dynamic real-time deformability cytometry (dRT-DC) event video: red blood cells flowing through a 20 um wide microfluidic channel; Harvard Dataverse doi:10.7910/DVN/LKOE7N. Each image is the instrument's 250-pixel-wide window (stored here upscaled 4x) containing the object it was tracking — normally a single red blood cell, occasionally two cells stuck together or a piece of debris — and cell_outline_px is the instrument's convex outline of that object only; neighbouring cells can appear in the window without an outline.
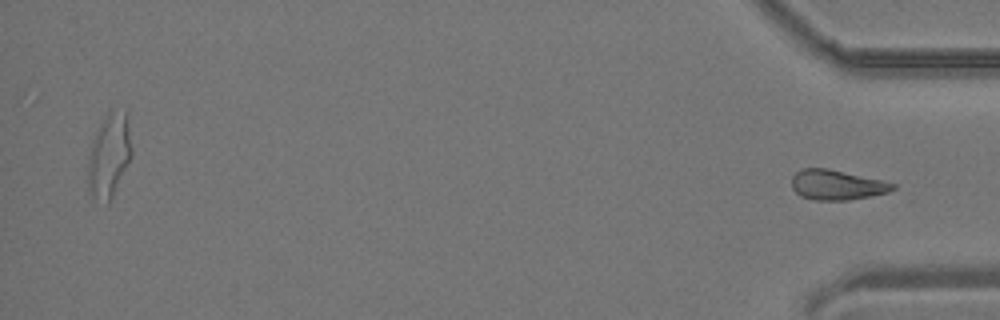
{"species": "common noctule bat (a hibernating species)", "species_latin": "Nyctalus noctula", "temperature_condition": "room temperature", "stored_images_in_passage": 36, "segment_of_instrument_passage": [2, 2], "camera_frame_rate_fps": 3000, "um_per_image_px": 0.085, "animal": {"sex": "male", "body_mass_g": 19.2, "forearm_length_mm": 51.8}, "frame": {"image": 1, "passage_image": 36, "time_ms": 11.667, "image_size_px": [1000, 320], "cell_outline_px": [[896, 188], [888, 192], [872, 196], [848, 200], [816, 200], [800, 196], [792, 188], [792, 176], [800, 168], [828, 168], [884, 180], [896, 184]], "centroid_in_image_um": [71.14, 15.71], "position_along_channel_um": 364.1, "area_um2": 17.86}}